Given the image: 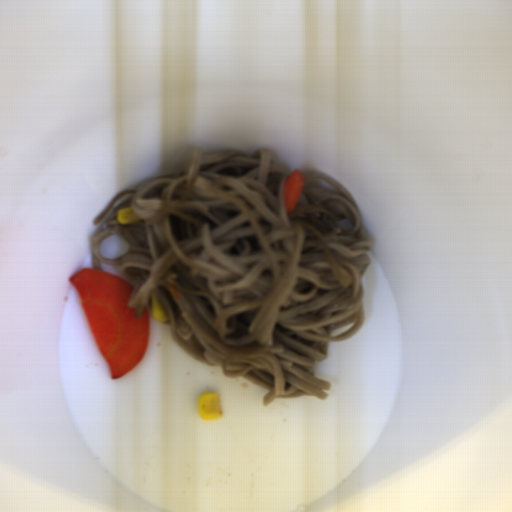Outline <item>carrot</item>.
I'll return each mask as SVG.
<instances>
[{
  "mask_svg": "<svg viewBox=\"0 0 512 512\" xmlns=\"http://www.w3.org/2000/svg\"><path fill=\"white\" fill-rule=\"evenodd\" d=\"M75 292L97 347L108 364L111 379H118L143 358L150 332L146 308L137 316L129 306L135 286L128 280L95 268L72 275Z\"/></svg>",
  "mask_w": 512,
  "mask_h": 512,
  "instance_id": "obj_1",
  "label": "carrot"
},
{
  "mask_svg": "<svg viewBox=\"0 0 512 512\" xmlns=\"http://www.w3.org/2000/svg\"><path fill=\"white\" fill-rule=\"evenodd\" d=\"M306 188V176L293 169L283 183V205L287 213H294Z\"/></svg>",
  "mask_w": 512,
  "mask_h": 512,
  "instance_id": "obj_2",
  "label": "carrot"
}]
</instances>
